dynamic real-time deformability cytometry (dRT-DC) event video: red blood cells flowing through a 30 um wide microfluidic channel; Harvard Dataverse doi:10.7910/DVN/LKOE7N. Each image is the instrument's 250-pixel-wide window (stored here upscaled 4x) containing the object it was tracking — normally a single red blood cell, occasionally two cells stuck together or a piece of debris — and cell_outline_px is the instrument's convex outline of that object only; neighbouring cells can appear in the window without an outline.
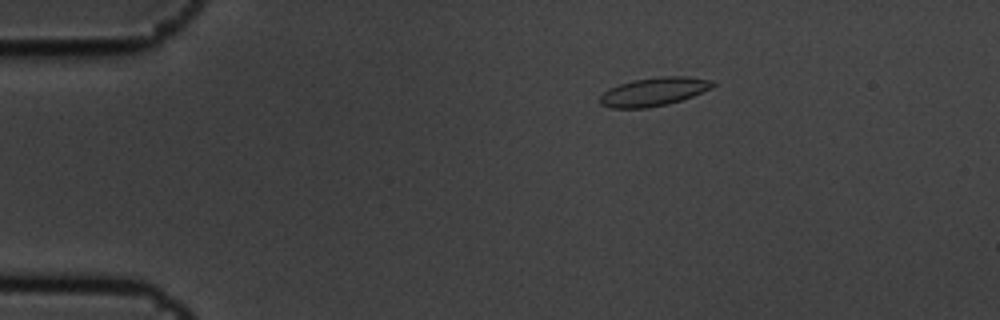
{"species": "common noctule bat (a hibernating species)", "species_latin": "Nyctalus noctula", "temperature_condition": "cold", "stored_images_in_passage": 5, "camera_frame_rate_fps": 3000, "um_per_image_px": 0.085, "animal": {"sex": "male", "body_mass_g": 19.5, "forearm_length_mm": 54.6}, "frame": {"image": 1, "passage_image": 1, "time_ms": 0.0, "image_size_px": [1000, 320], "cell_outline_px": [[716, 84], [712, 88], [692, 96], [668, 104], [648, 108], [612, 108], [600, 104], [600, 96], [608, 88], [620, 84], [636, 80], [664, 76], [688, 76], [712, 80]], "centroid_in_image_um": [55.59, 7.8], "position_along_channel_um": 29.4, "area_um2": 18.61}}
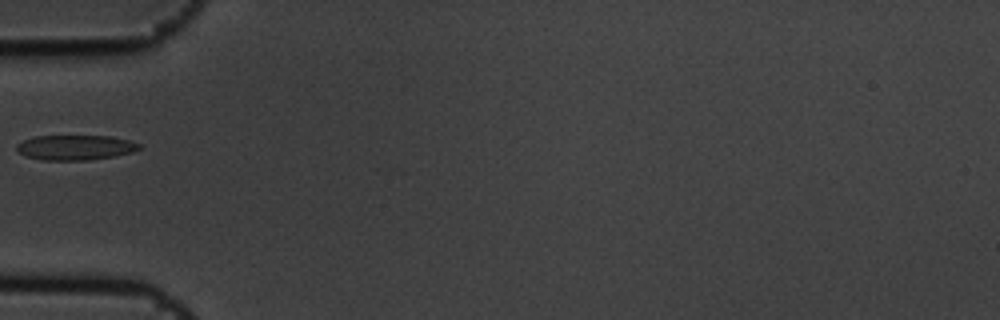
{"frame": {"image": 2, "passage_image": 3, "time_ms": 0.667, "image_size_px": [1000, 320], "cell_outline_px": [[140, 148], [132, 152], [112, 156], [88, 160], [40, 160], [24, 156], [16, 148], [16, 144], [24, 140], [36, 136], [112, 136], [128, 140], [140, 144]], "centroid_in_image_um": [6.37, 12.53], "position_along_channel_um": 78.6, "area_um2": 17.74}}
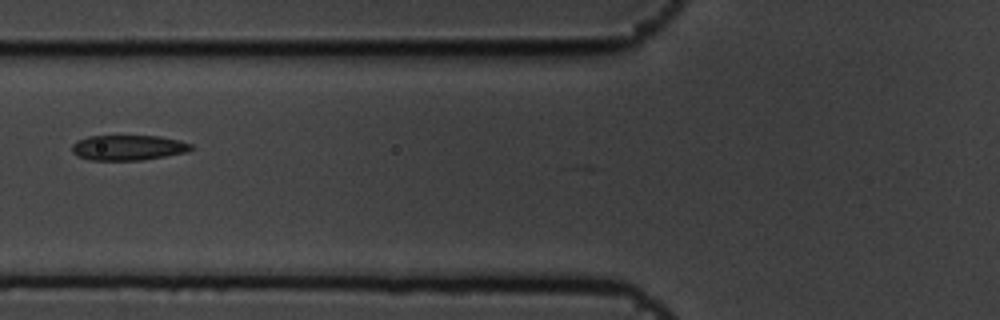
{"frame": {"image": 3, "passage_image": 4, "time_ms": 1.0, "image_size_px": [1000, 320], "cell_outline_px": [[196, 148], [188, 152], [140, 160], [88, 160], [76, 156], [72, 152], [72, 144], [76, 140], [88, 136], [160, 136], [180, 140], [192, 144]], "centroid_in_image_um": [10.9, 12.55], "position_along_channel_um": 114.9, "area_um2": 17.74}}